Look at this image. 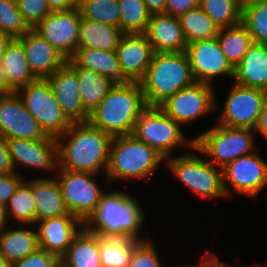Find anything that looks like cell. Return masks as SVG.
Returning a JSON list of instances; mask_svg holds the SVG:
<instances>
[{
    "mask_svg": "<svg viewBox=\"0 0 267 267\" xmlns=\"http://www.w3.org/2000/svg\"><path fill=\"white\" fill-rule=\"evenodd\" d=\"M246 267H267V264H262V265H260V264H255V265H250V266H248V265H246Z\"/></svg>",
    "mask_w": 267,
    "mask_h": 267,
    "instance_id": "cell-56",
    "label": "cell"
},
{
    "mask_svg": "<svg viewBox=\"0 0 267 267\" xmlns=\"http://www.w3.org/2000/svg\"><path fill=\"white\" fill-rule=\"evenodd\" d=\"M13 38L5 33L0 32V62L5 54L7 45Z\"/></svg>",
    "mask_w": 267,
    "mask_h": 267,
    "instance_id": "cell-52",
    "label": "cell"
},
{
    "mask_svg": "<svg viewBox=\"0 0 267 267\" xmlns=\"http://www.w3.org/2000/svg\"><path fill=\"white\" fill-rule=\"evenodd\" d=\"M199 6L219 28L233 27L241 23L242 9L238 0H199Z\"/></svg>",
    "mask_w": 267,
    "mask_h": 267,
    "instance_id": "cell-37",
    "label": "cell"
},
{
    "mask_svg": "<svg viewBox=\"0 0 267 267\" xmlns=\"http://www.w3.org/2000/svg\"><path fill=\"white\" fill-rule=\"evenodd\" d=\"M151 237L141 241L133 251L128 267H164Z\"/></svg>",
    "mask_w": 267,
    "mask_h": 267,
    "instance_id": "cell-40",
    "label": "cell"
},
{
    "mask_svg": "<svg viewBox=\"0 0 267 267\" xmlns=\"http://www.w3.org/2000/svg\"><path fill=\"white\" fill-rule=\"evenodd\" d=\"M165 158L133 134L114 136L110 146L106 178L110 183L149 180Z\"/></svg>",
    "mask_w": 267,
    "mask_h": 267,
    "instance_id": "cell-4",
    "label": "cell"
},
{
    "mask_svg": "<svg viewBox=\"0 0 267 267\" xmlns=\"http://www.w3.org/2000/svg\"><path fill=\"white\" fill-rule=\"evenodd\" d=\"M15 171L8 151L7 139L0 133V175Z\"/></svg>",
    "mask_w": 267,
    "mask_h": 267,
    "instance_id": "cell-45",
    "label": "cell"
},
{
    "mask_svg": "<svg viewBox=\"0 0 267 267\" xmlns=\"http://www.w3.org/2000/svg\"><path fill=\"white\" fill-rule=\"evenodd\" d=\"M30 28L24 22L17 3L10 0H0V32L12 38H19Z\"/></svg>",
    "mask_w": 267,
    "mask_h": 267,
    "instance_id": "cell-39",
    "label": "cell"
},
{
    "mask_svg": "<svg viewBox=\"0 0 267 267\" xmlns=\"http://www.w3.org/2000/svg\"><path fill=\"white\" fill-rule=\"evenodd\" d=\"M81 19L78 8L51 12L33 30L70 59L77 50Z\"/></svg>",
    "mask_w": 267,
    "mask_h": 267,
    "instance_id": "cell-16",
    "label": "cell"
},
{
    "mask_svg": "<svg viewBox=\"0 0 267 267\" xmlns=\"http://www.w3.org/2000/svg\"><path fill=\"white\" fill-rule=\"evenodd\" d=\"M262 1H267V0H238V3L242 9L248 5H251V4L256 3V2H262Z\"/></svg>",
    "mask_w": 267,
    "mask_h": 267,
    "instance_id": "cell-53",
    "label": "cell"
},
{
    "mask_svg": "<svg viewBox=\"0 0 267 267\" xmlns=\"http://www.w3.org/2000/svg\"><path fill=\"white\" fill-rule=\"evenodd\" d=\"M209 267H225V262L218 257Z\"/></svg>",
    "mask_w": 267,
    "mask_h": 267,
    "instance_id": "cell-54",
    "label": "cell"
},
{
    "mask_svg": "<svg viewBox=\"0 0 267 267\" xmlns=\"http://www.w3.org/2000/svg\"><path fill=\"white\" fill-rule=\"evenodd\" d=\"M190 151L166 158V168L168 167L169 172L177 180L182 182L185 187H188L189 190L202 198V200H217L222 197L226 199L227 196L223 188L222 169L194 153L195 146Z\"/></svg>",
    "mask_w": 267,
    "mask_h": 267,
    "instance_id": "cell-7",
    "label": "cell"
},
{
    "mask_svg": "<svg viewBox=\"0 0 267 267\" xmlns=\"http://www.w3.org/2000/svg\"><path fill=\"white\" fill-rule=\"evenodd\" d=\"M0 267H13V264L11 262H8L3 257H0Z\"/></svg>",
    "mask_w": 267,
    "mask_h": 267,
    "instance_id": "cell-55",
    "label": "cell"
},
{
    "mask_svg": "<svg viewBox=\"0 0 267 267\" xmlns=\"http://www.w3.org/2000/svg\"><path fill=\"white\" fill-rule=\"evenodd\" d=\"M26 178L16 189L6 205L7 214L11 223L35 225L36 204L32 195V179Z\"/></svg>",
    "mask_w": 267,
    "mask_h": 267,
    "instance_id": "cell-32",
    "label": "cell"
},
{
    "mask_svg": "<svg viewBox=\"0 0 267 267\" xmlns=\"http://www.w3.org/2000/svg\"><path fill=\"white\" fill-rule=\"evenodd\" d=\"M47 81L65 115L72 122H87L89 114L83 108L76 71L66 62Z\"/></svg>",
    "mask_w": 267,
    "mask_h": 267,
    "instance_id": "cell-20",
    "label": "cell"
},
{
    "mask_svg": "<svg viewBox=\"0 0 267 267\" xmlns=\"http://www.w3.org/2000/svg\"><path fill=\"white\" fill-rule=\"evenodd\" d=\"M32 195L36 204V222L69 213L55 176L32 178Z\"/></svg>",
    "mask_w": 267,
    "mask_h": 267,
    "instance_id": "cell-24",
    "label": "cell"
},
{
    "mask_svg": "<svg viewBox=\"0 0 267 267\" xmlns=\"http://www.w3.org/2000/svg\"><path fill=\"white\" fill-rule=\"evenodd\" d=\"M147 10L151 13H165L166 0H143Z\"/></svg>",
    "mask_w": 267,
    "mask_h": 267,
    "instance_id": "cell-49",
    "label": "cell"
},
{
    "mask_svg": "<svg viewBox=\"0 0 267 267\" xmlns=\"http://www.w3.org/2000/svg\"><path fill=\"white\" fill-rule=\"evenodd\" d=\"M81 0H47L51 12L68 11L78 8Z\"/></svg>",
    "mask_w": 267,
    "mask_h": 267,
    "instance_id": "cell-46",
    "label": "cell"
},
{
    "mask_svg": "<svg viewBox=\"0 0 267 267\" xmlns=\"http://www.w3.org/2000/svg\"><path fill=\"white\" fill-rule=\"evenodd\" d=\"M82 18L120 28L119 0H81Z\"/></svg>",
    "mask_w": 267,
    "mask_h": 267,
    "instance_id": "cell-36",
    "label": "cell"
},
{
    "mask_svg": "<svg viewBox=\"0 0 267 267\" xmlns=\"http://www.w3.org/2000/svg\"><path fill=\"white\" fill-rule=\"evenodd\" d=\"M241 23L247 28L253 43L267 44V1L242 8Z\"/></svg>",
    "mask_w": 267,
    "mask_h": 267,
    "instance_id": "cell-38",
    "label": "cell"
},
{
    "mask_svg": "<svg viewBox=\"0 0 267 267\" xmlns=\"http://www.w3.org/2000/svg\"><path fill=\"white\" fill-rule=\"evenodd\" d=\"M70 59L79 68H85L101 74L115 85H124L129 82L121 72L115 50L104 51L93 48H77Z\"/></svg>",
    "mask_w": 267,
    "mask_h": 267,
    "instance_id": "cell-26",
    "label": "cell"
},
{
    "mask_svg": "<svg viewBox=\"0 0 267 267\" xmlns=\"http://www.w3.org/2000/svg\"><path fill=\"white\" fill-rule=\"evenodd\" d=\"M124 34L118 27L82 18L77 48L114 51Z\"/></svg>",
    "mask_w": 267,
    "mask_h": 267,
    "instance_id": "cell-29",
    "label": "cell"
},
{
    "mask_svg": "<svg viewBox=\"0 0 267 267\" xmlns=\"http://www.w3.org/2000/svg\"><path fill=\"white\" fill-rule=\"evenodd\" d=\"M222 178L227 198L234 192L258 200V195L267 187V161L255 150L222 168Z\"/></svg>",
    "mask_w": 267,
    "mask_h": 267,
    "instance_id": "cell-11",
    "label": "cell"
},
{
    "mask_svg": "<svg viewBox=\"0 0 267 267\" xmlns=\"http://www.w3.org/2000/svg\"><path fill=\"white\" fill-rule=\"evenodd\" d=\"M67 63L76 71L84 110L90 115L115 86L107 77L79 68L71 59Z\"/></svg>",
    "mask_w": 267,
    "mask_h": 267,
    "instance_id": "cell-30",
    "label": "cell"
},
{
    "mask_svg": "<svg viewBox=\"0 0 267 267\" xmlns=\"http://www.w3.org/2000/svg\"><path fill=\"white\" fill-rule=\"evenodd\" d=\"M212 126L194 137V146L195 151L208 157L214 166L222 169L238 157L256 150L257 134L253 129L231 128L217 123Z\"/></svg>",
    "mask_w": 267,
    "mask_h": 267,
    "instance_id": "cell-6",
    "label": "cell"
},
{
    "mask_svg": "<svg viewBox=\"0 0 267 267\" xmlns=\"http://www.w3.org/2000/svg\"><path fill=\"white\" fill-rule=\"evenodd\" d=\"M196 82L185 52L157 53L139 81L146 105L159 107L180 89Z\"/></svg>",
    "mask_w": 267,
    "mask_h": 267,
    "instance_id": "cell-5",
    "label": "cell"
},
{
    "mask_svg": "<svg viewBox=\"0 0 267 267\" xmlns=\"http://www.w3.org/2000/svg\"><path fill=\"white\" fill-rule=\"evenodd\" d=\"M98 175L64 169H57L54 175L60 185L66 209L83 223L95 212L105 193L100 181H96Z\"/></svg>",
    "mask_w": 267,
    "mask_h": 267,
    "instance_id": "cell-10",
    "label": "cell"
},
{
    "mask_svg": "<svg viewBox=\"0 0 267 267\" xmlns=\"http://www.w3.org/2000/svg\"><path fill=\"white\" fill-rule=\"evenodd\" d=\"M83 226L84 223L70 213L37 221L39 248L61 258Z\"/></svg>",
    "mask_w": 267,
    "mask_h": 267,
    "instance_id": "cell-19",
    "label": "cell"
},
{
    "mask_svg": "<svg viewBox=\"0 0 267 267\" xmlns=\"http://www.w3.org/2000/svg\"><path fill=\"white\" fill-rule=\"evenodd\" d=\"M146 107L139 82L115 85L89 115L88 122L113 137L129 135Z\"/></svg>",
    "mask_w": 267,
    "mask_h": 267,
    "instance_id": "cell-3",
    "label": "cell"
},
{
    "mask_svg": "<svg viewBox=\"0 0 267 267\" xmlns=\"http://www.w3.org/2000/svg\"><path fill=\"white\" fill-rule=\"evenodd\" d=\"M217 124L231 128L255 129L267 92L238 85L232 81Z\"/></svg>",
    "mask_w": 267,
    "mask_h": 267,
    "instance_id": "cell-13",
    "label": "cell"
},
{
    "mask_svg": "<svg viewBox=\"0 0 267 267\" xmlns=\"http://www.w3.org/2000/svg\"><path fill=\"white\" fill-rule=\"evenodd\" d=\"M61 267H102L99 234L83 226L74 236L67 252L60 258Z\"/></svg>",
    "mask_w": 267,
    "mask_h": 267,
    "instance_id": "cell-27",
    "label": "cell"
},
{
    "mask_svg": "<svg viewBox=\"0 0 267 267\" xmlns=\"http://www.w3.org/2000/svg\"><path fill=\"white\" fill-rule=\"evenodd\" d=\"M16 93L47 136L56 139L73 124L56 101L47 79H37Z\"/></svg>",
    "mask_w": 267,
    "mask_h": 267,
    "instance_id": "cell-9",
    "label": "cell"
},
{
    "mask_svg": "<svg viewBox=\"0 0 267 267\" xmlns=\"http://www.w3.org/2000/svg\"><path fill=\"white\" fill-rule=\"evenodd\" d=\"M178 19L187 43L216 38L220 30L200 6L181 15Z\"/></svg>",
    "mask_w": 267,
    "mask_h": 267,
    "instance_id": "cell-33",
    "label": "cell"
},
{
    "mask_svg": "<svg viewBox=\"0 0 267 267\" xmlns=\"http://www.w3.org/2000/svg\"><path fill=\"white\" fill-rule=\"evenodd\" d=\"M11 225L6 206L0 205V233Z\"/></svg>",
    "mask_w": 267,
    "mask_h": 267,
    "instance_id": "cell-50",
    "label": "cell"
},
{
    "mask_svg": "<svg viewBox=\"0 0 267 267\" xmlns=\"http://www.w3.org/2000/svg\"><path fill=\"white\" fill-rule=\"evenodd\" d=\"M181 128L160 107L147 106L138 117L132 134L166 159L174 156L180 146L187 149L194 146L195 138L187 137Z\"/></svg>",
    "mask_w": 267,
    "mask_h": 267,
    "instance_id": "cell-8",
    "label": "cell"
},
{
    "mask_svg": "<svg viewBox=\"0 0 267 267\" xmlns=\"http://www.w3.org/2000/svg\"><path fill=\"white\" fill-rule=\"evenodd\" d=\"M254 131L262 135L267 143V97L264 101L262 111L259 115L258 122Z\"/></svg>",
    "mask_w": 267,
    "mask_h": 267,
    "instance_id": "cell-47",
    "label": "cell"
},
{
    "mask_svg": "<svg viewBox=\"0 0 267 267\" xmlns=\"http://www.w3.org/2000/svg\"><path fill=\"white\" fill-rule=\"evenodd\" d=\"M199 7V0H166L165 13L179 18Z\"/></svg>",
    "mask_w": 267,
    "mask_h": 267,
    "instance_id": "cell-44",
    "label": "cell"
},
{
    "mask_svg": "<svg viewBox=\"0 0 267 267\" xmlns=\"http://www.w3.org/2000/svg\"><path fill=\"white\" fill-rule=\"evenodd\" d=\"M214 86L200 82L180 89L159 107L182 127L221 107Z\"/></svg>",
    "mask_w": 267,
    "mask_h": 267,
    "instance_id": "cell-12",
    "label": "cell"
},
{
    "mask_svg": "<svg viewBox=\"0 0 267 267\" xmlns=\"http://www.w3.org/2000/svg\"><path fill=\"white\" fill-rule=\"evenodd\" d=\"M217 39L230 64L235 67L253 43L247 28L242 24L220 28Z\"/></svg>",
    "mask_w": 267,
    "mask_h": 267,
    "instance_id": "cell-34",
    "label": "cell"
},
{
    "mask_svg": "<svg viewBox=\"0 0 267 267\" xmlns=\"http://www.w3.org/2000/svg\"><path fill=\"white\" fill-rule=\"evenodd\" d=\"M113 136L87 122H73L70 128L56 138L57 169L105 174L109 162Z\"/></svg>",
    "mask_w": 267,
    "mask_h": 267,
    "instance_id": "cell-1",
    "label": "cell"
},
{
    "mask_svg": "<svg viewBox=\"0 0 267 267\" xmlns=\"http://www.w3.org/2000/svg\"><path fill=\"white\" fill-rule=\"evenodd\" d=\"M115 52L121 72L129 82H139L144 77L154 55L144 33L124 34Z\"/></svg>",
    "mask_w": 267,
    "mask_h": 267,
    "instance_id": "cell-18",
    "label": "cell"
},
{
    "mask_svg": "<svg viewBox=\"0 0 267 267\" xmlns=\"http://www.w3.org/2000/svg\"><path fill=\"white\" fill-rule=\"evenodd\" d=\"M38 248V233L34 225L14 224L0 233V257L8 262L21 260Z\"/></svg>",
    "mask_w": 267,
    "mask_h": 267,
    "instance_id": "cell-25",
    "label": "cell"
},
{
    "mask_svg": "<svg viewBox=\"0 0 267 267\" xmlns=\"http://www.w3.org/2000/svg\"><path fill=\"white\" fill-rule=\"evenodd\" d=\"M17 39L23 44L28 64L37 79H47L68 60L33 29Z\"/></svg>",
    "mask_w": 267,
    "mask_h": 267,
    "instance_id": "cell-21",
    "label": "cell"
},
{
    "mask_svg": "<svg viewBox=\"0 0 267 267\" xmlns=\"http://www.w3.org/2000/svg\"><path fill=\"white\" fill-rule=\"evenodd\" d=\"M120 29L125 34L145 33L151 13L143 0H119Z\"/></svg>",
    "mask_w": 267,
    "mask_h": 267,
    "instance_id": "cell-35",
    "label": "cell"
},
{
    "mask_svg": "<svg viewBox=\"0 0 267 267\" xmlns=\"http://www.w3.org/2000/svg\"><path fill=\"white\" fill-rule=\"evenodd\" d=\"M144 34L157 53L185 52L188 44L179 19L166 13L151 14Z\"/></svg>",
    "mask_w": 267,
    "mask_h": 267,
    "instance_id": "cell-22",
    "label": "cell"
},
{
    "mask_svg": "<svg viewBox=\"0 0 267 267\" xmlns=\"http://www.w3.org/2000/svg\"><path fill=\"white\" fill-rule=\"evenodd\" d=\"M225 267H235V266H233V265L231 266L230 264H228V263L225 262ZM240 267H246V266H240Z\"/></svg>",
    "mask_w": 267,
    "mask_h": 267,
    "instance_id": "cell-57",
    "label": "cell"
},
{
    "mask_svg": "<svg viewBox=\"0 0 267 267\" xmlns=\"http://www.w3.org/2000/svg\"><path fill=\"white\" fill-rule=\"evenodd\" d=\"M17 5L24 22L30 29L51 13L47 0H18Z\"/></svg>",
    "mask_w": 267,
    "mask_h": 267,
    "instance_id": "cell-41",
    "label": "cell"
},
{
    "mask_svg": "<svg viewBox=\"0 0 267 267\" xmlns=\"http://www.w3.org/2000/svg\"><path fill=\"white\" fill-rule=\"evenodd\" d=\"M10 93H13V91L8 87L3 66L2 63L0 62V95L10 94Z\"/></svg>",
    "mask_w": 267,
    "mask_h": 267,
    "instance_id": "cell-51",
    "label": "cell"
},
{
    "mask_svg": "<svg viewBox=\"0 0 267 267\" xmlns=\"http://www.w3.org/2000/svg\"><path fill=\"white\" fill-rule=\"evenodd\" d=\"M12 264L13 267H61L60 258L57 255L41 248Z\"/></svg>",
    "mask_w": 267,
    "mask_h": 267,
    "instance_id": "cell-42",
    "label": "cell"
},
{
    "mask_svg": "<svg viewBox=\"0 0 267 267\" xmlns=\"http://www.w3.org/2000/svg\"><path fill=\"white\" fill-rule=\"evenodd\" d=\"M25 178L15 171L0 175V205L6 206L8 204L10 198Z\"/></svg>",
    "mask_w": 267,
    "mask_h": 267,
    "instance_id": "cell-43",
    "label": "cell"
},
{
    "mask_svg": "<svg viewBox=\"0 0 267 267\" xmlns=\"http://www.w3.org/2000/svg\"><path fill=\"white\" fill-rule=\"evenodd\" d=\"M115 189L102 195L95 212L84 226L103 236L133 237L142 241L149 239L150 237L141 236L146 222L141 202L130 195L127 189L124 192Z\"/></svg>",
    "mask_w": 267,
    "mask_h": 267,
    "instance_id": "cell-2",
    "label": "cell"
},
{
    "mask_svg": "<svg viewBox=\"0 0 267 267\" xmlns=\"http://www.w3.org/2000/svg\"><path fill=\"white\" fill-rule=\"evenodd\" d=\"M141 241L133 237L99 234V254L102 267H128L134 248Z\"/></svg>",
    "mask_w": 267,
    "mask_h": 267,
    "instance_id": "cell-31",
    "label": "cell"
},
{
    "mask_svg": "<svg viewBox=\"0 0 267 267\" xmlns=\"http://www.w3.org/2000/svg\"><path fill=\"white\" fill-rule=\"evenodd\" d=\"M7 143L15 172L21 174L19 166H24L22 169L26 170L30 167L29 169L32 171L36 169L38 173L40 171L47 173V177L54 176L53 174L57 170V143L55 138L49 136L41 140L9 138Z\"/></svg>",
    "mask_w": 267,
    "mask_h": 267,
    "instance_id": "cell-15",
    "label": "cell"
},
{
    "mask_svg": "<svg viewBox=\"0 0 267 267\" xmlns=\"http://www.w3.org/2000/svg\"><path fill=\"white\" fill-rule=\"evenodd\" d=\"M1 63L8 87L13 92L37 80L28 64L23 44L17 38L7 45Z\"/></svg>",
    "mask_w": 267,
    "mask_h": 267,
    "instance_id": "cell-28",
    "label": "cell"
},
{
    "mask_svg": "<svg viewBox=\"0 0 267 267\" xmlns=\"http://www.w3.org/2000/svg\"><path fill=\"white\" fill-rule=\"evenodd\" d=\"M185 53L195 81L215 86V78L233 80L234 67L223 54L217 37L188 43Z\"/></svg>",
    "mask_w": 267,
    "mask_h": 267,
    "instance_id": "cell-14",
    "label": "cell"
},
{
    "mask_svg": "<svg viewBox=\"0 0 267 267\" xmlns=\"http://www.w3.org/2000/svg\"><path fill=\"white\" fill-rule=\"evenodd\" d=\"M0 133L6 139L41 140L48 137L16 92L0 95Z\"/></svg>",
    "mask_w": 267,
    "mask_h": 267,
    "instance_id": "cell-17",
    "label": "cell"
},
{
    "mask_svg": "<svg viewBox=\"0 0 267 267\" xmlns=\"http://www.w3.org/2000/svg\"><path fill=\"white\" fill-rule=\"evenodd\" d=\"M234 83L267 92V44L252 43L234 67Z\"/></svg>",
    "mask_w": 267,
    "mask_h": 267,
    "instance_id": "cell-23",
    "label": "cell"
},
{
    "mask_svg": "<svg viewBox=\"0 0 267 267\" xmlns=\"http://www.w3.org/2000/svg\"><path fill=\"white\" fill-rule=\"evenodd\" d=\"M208 249H206V252L204 254H201L200 256V262H198L194 265V264H185V265H181L178 267H209L219 256L216 255L215 252L213 251H207Z\"/></svg>",
    "mask_w": 267,
    "mask_h": 267,
    "instance_id": "cell-48",
    "label": "cell"
}]
</instances>
